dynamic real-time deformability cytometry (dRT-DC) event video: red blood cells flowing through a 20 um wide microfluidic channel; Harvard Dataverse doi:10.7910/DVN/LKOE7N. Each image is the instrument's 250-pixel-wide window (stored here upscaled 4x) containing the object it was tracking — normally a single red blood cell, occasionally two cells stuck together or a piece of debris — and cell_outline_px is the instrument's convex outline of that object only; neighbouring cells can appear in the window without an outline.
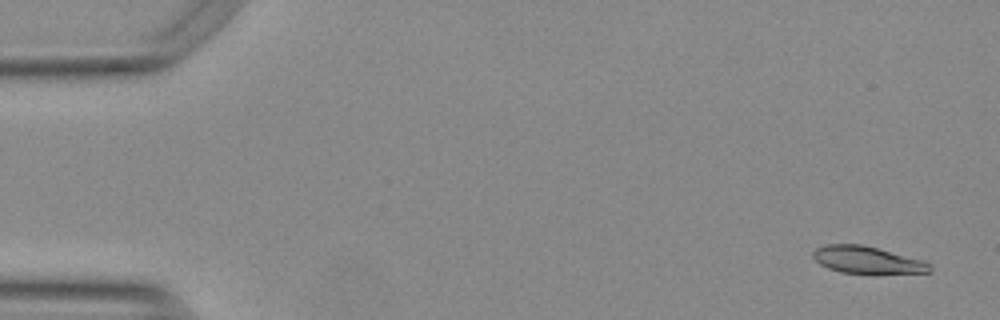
{"species": "Egyptian fruit bat (a non-hibernating species)", "species_latin": "Rousettus aegyptiacus", "temperature_condition": "warm", "stored_images_in_passage": 44, "camera_frame_rate_fps": 3000, "um_per_image_px": 0.085, "animal": {"sex": "female"}, "frame": {"image": 1, "passage_image": 3, "time_ms": 0.667, "image_size_px": [1000, 320], "cell_outline_px": [[932, 272], [876, 276], [872, 276], [840, 272], [828, 268], [820, 264], [812, 256], [812, 252], [816, 248], [824, 244], [860, 244], [876, 248], [920, 260], [932, 264]], "centroid_in_image_um": [73.73, 22.15], "position_along_channel_um": 11.3, "area_um2": 19.19}}
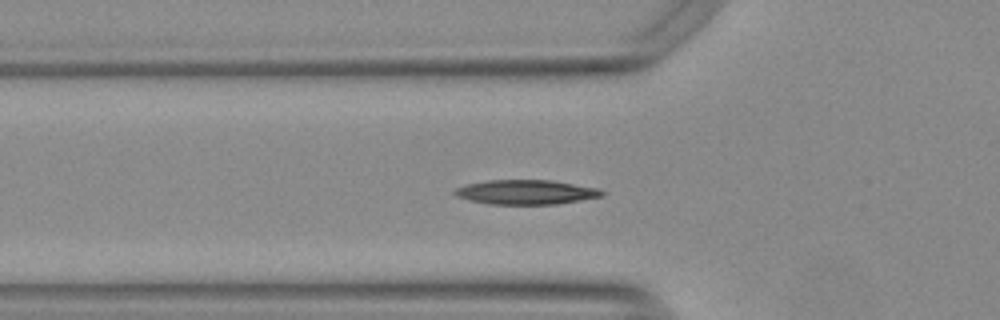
{"frame": {"image": 2, "passage_image": 19, "time_ms": 6.0, "image_size_px": [1000, 320], "cell_outline_px": [[604, 196], [556, 204], [488, 204], [468, 200], [456, 196], [452, 192], [456, 188], [464, 184], [484, 180], [548, 180], [596, 188], [604, 192]], "centroid_in_image_um": [44.62, 16.33], "position_along_channel_um": 81.2, "area_um2": 20.98}}
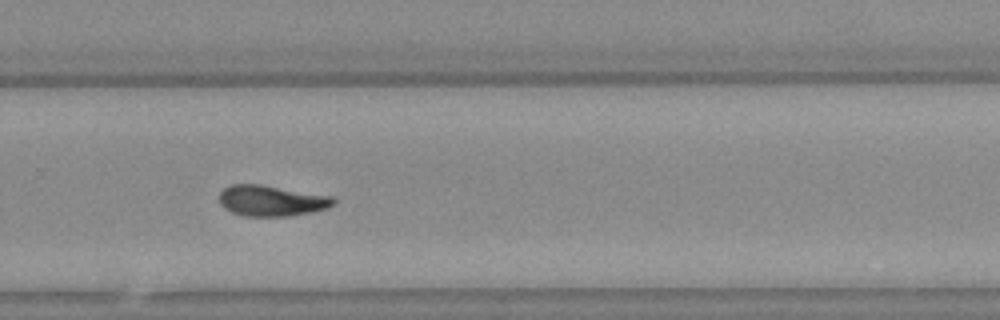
{"frame": {"image": 3, "passage_image": 37, "time_ms": 12.0, "image_size_px": [1000, 320], "cell_outline_px": [[336, 204], [312, 212], [288, 216], [244, 216], [232, 212], [224, 208], [220, 204], [220, 192], [224, 188], [232, 184], [260, 184], [332, 196], [336, 200]], "centroid_in_image_um": [23.07, 17.06], "position_along_channel_um": 306.7, "area_um2": 20.46}}